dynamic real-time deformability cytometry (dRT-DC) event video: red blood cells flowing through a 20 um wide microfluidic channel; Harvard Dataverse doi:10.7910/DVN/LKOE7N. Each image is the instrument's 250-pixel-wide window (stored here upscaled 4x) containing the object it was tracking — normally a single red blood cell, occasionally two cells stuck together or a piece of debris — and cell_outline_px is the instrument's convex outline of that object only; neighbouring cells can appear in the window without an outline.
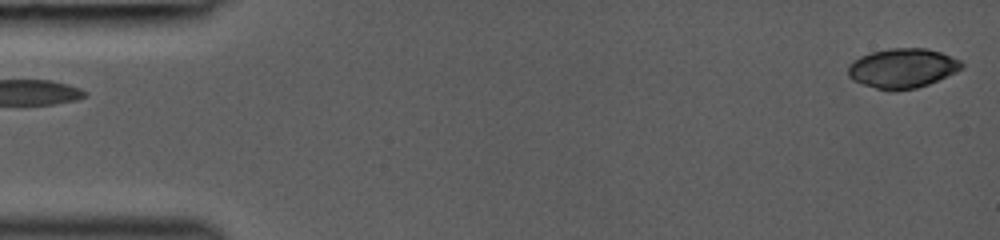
{"species": "common noctule bat (a hibernating species)", "species_latin": "Nyctalus noctula", "temperature_condition": "room temperature", "stored_images_in_passage": 44, "camera_frame_rate_fps": 3000, "um_per_image_px": 0.085, "animal": {"sex": "female", "body_mass_g": 19.0, "forearm_length_mm": 53.3}, "frame": {"image": 1, "passage_image": 1, "time_ms": 0.0, "image_size_px": [1000, 240], "cell_outline_px": [[964, 68], [956, 72], [928, 84], [916, 88], [892, 92], [876, 88], [852, 80], [848, 76], [848, 64], [860, 56], [872, 52], [888, 48], [924, 48], [940, 52], [960, 60], [964, 64]], "centroid_in_image_um": [76.7, 5.8], "position_along_channel_um": 8.3, "area_um2": 26.3}}
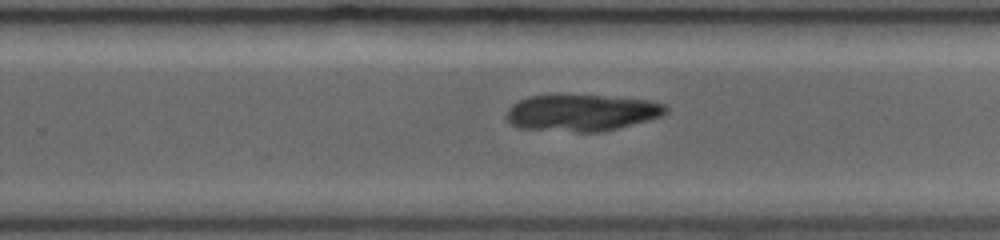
{"frame": {"image": 2, "passage_image": 32, "time_ms": 9.333, "image_size_px": [1000, 240], "cell_outline_px": [[668, 112], [664, 116], [604, 132], [576, 132], [520, 128], [512, 124], [504, 116], [508, 108], [512, 104], [528, 96], [556, 92], [648, 100], [664, 104], [668, 108]], "centroid_in_image_um": [49.41, 9.56], "position_along_channel_um": 280.4, "area_um2": 35.03}}
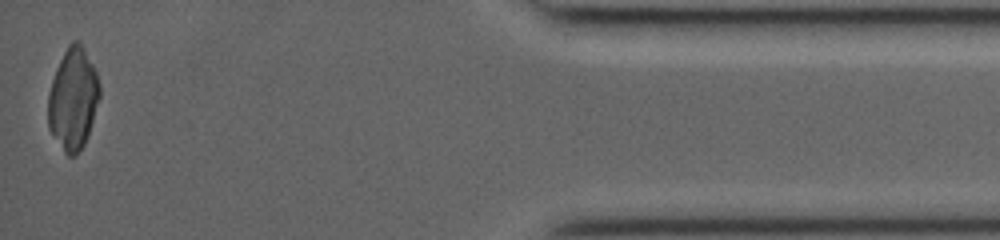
{"frame": {"image": 3, "passage_image": 44, "time_ms": 14.0, "image_size_px": [1000, 240], "cell_outline_px": [[100, 96], [88, 136], [84, 144], [76, 156], [68, 156], [64, 152], [48, 128], [48, 92], [56, 68], [68, 44], [72, 40], [80, 40], [96, 72], [100, 84]], "centroid_in_image_um": [6.21, 8.4], "position_along_channel_um": 429.0, "area_um2": 30.69}}